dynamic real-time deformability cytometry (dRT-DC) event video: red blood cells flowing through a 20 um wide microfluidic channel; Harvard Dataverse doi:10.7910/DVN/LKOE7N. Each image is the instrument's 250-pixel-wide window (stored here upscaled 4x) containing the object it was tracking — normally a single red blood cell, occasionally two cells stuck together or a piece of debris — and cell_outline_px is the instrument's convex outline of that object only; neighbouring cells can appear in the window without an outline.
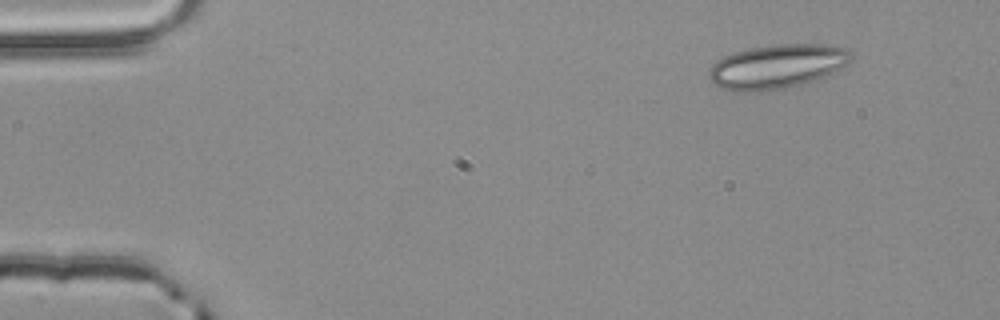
{"species": "common noctule bat (a hibernating species)", "species_latin": "Nyctalus noctula", "temperature_condition": "room temperature", "stored_images_in_passage": 49, "camera_frame_rate_fps": 3000, "um_per_image_px": 0.085, "animal": {"sex": "male", "body_mass_g": 20.4}, "frame": {"image": 1, "passage_image": 1, "time_ms": 0.0, "image_size_px": [1000, 320], "cell_outline_px": [[852, 60], [848, 64], [824, 76], [804, 84], [784, 88], [760, 92], [740, 92], [724, 88], [712, 84], [708, 80], [708, 72], [712, 64], [716, 60], [732, 52], [748, 48], [776, 44], [828, 44], [844, 48], [852, 56]], "centroid_in_image_um": [65.99, 5.65], "position_along_channel_um": 19.0, "area_um2": 36.88}}
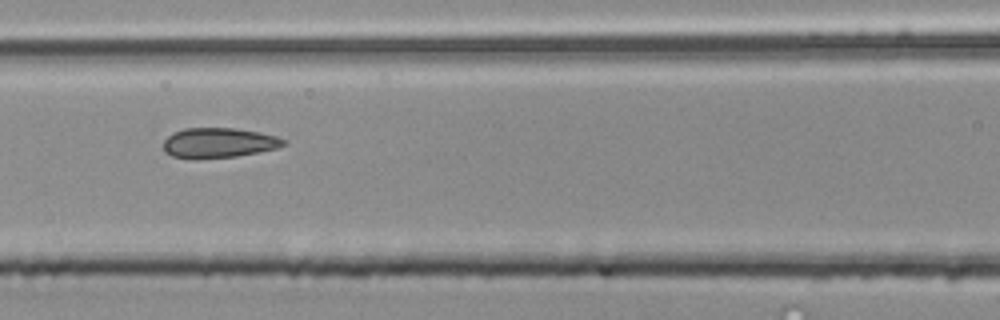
{"frame": {"image": 2, "passage_image": 19, "time_ms": 6.0, "image_size_px": [1000, 320], "cell_outline_px": [[288, 144], [276, 148], [260, 152], [236, 156], [172, 156], [164, 152], [164, 140], [172, 132], [184, 128], [236, 128], [276, 136], [288, 140]], "centroid_in_image_um": [18.64, 12.1], "position_along_channel_um": 148.0, "area_um2": 20.4}}
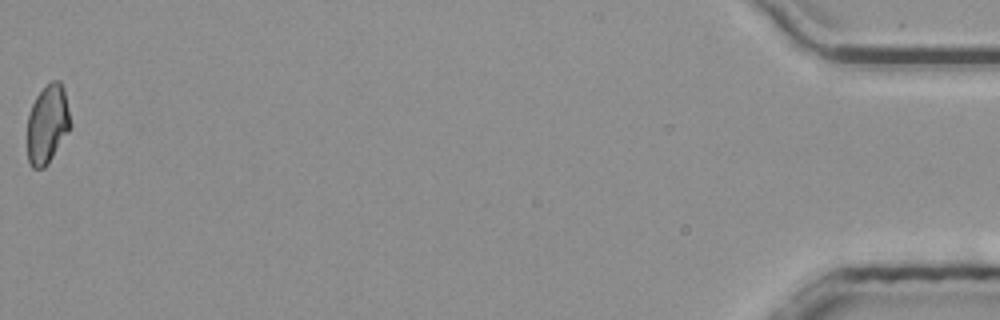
{"frame": {"image": 3, "passage_image": 49, "time_ms": 16.0, "image_size_px": [1000, 320], "cell_outline_px": [[72, 124], [68, 132], [48, 164], [44, 168], [32, 168], [28, 160], [28, 116], [32, 104], [36, 96], [52, 80], [60, 80], [64, 88]], "centroid_in_image_um": [4.05, 10.55], "position_along_channel_um": 431.2, "area_um2": 19.77}, "authors_computed_cell_mechanics": {"area_um2": 21.0392, "velocity_mm_per_s": 3.8715, "shape_relaxation_time_tau1_ms": null, "shape_relaxation_time_tau2_ms": 1.3142, "deformation_change_tau1": null, "deformation_change_tau2": 0.0719}}